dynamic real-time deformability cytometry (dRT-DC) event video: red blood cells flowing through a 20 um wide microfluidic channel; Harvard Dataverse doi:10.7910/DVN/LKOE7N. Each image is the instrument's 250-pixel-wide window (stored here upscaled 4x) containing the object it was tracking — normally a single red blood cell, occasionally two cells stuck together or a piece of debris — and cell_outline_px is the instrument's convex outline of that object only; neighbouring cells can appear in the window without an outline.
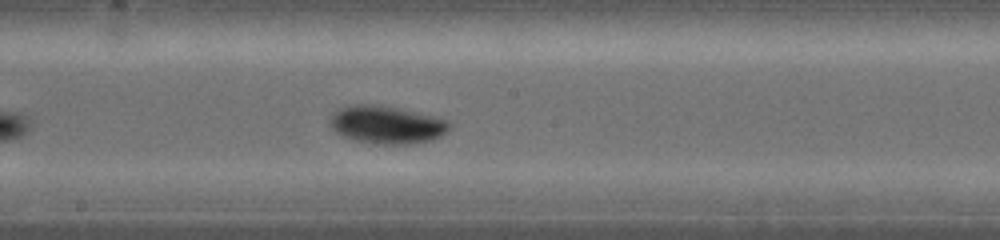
{"species": "common noctule bat (a hibernating species)", "species_latin": "Nyctalus noctula", "temperature_condition": "warm", "stored_images_in_passage": 13, "segment_of_instrument_passage": [2, 2], "camera_frame_rate_fps": 5000, "um_per_image_px": 0.085, "animal": {"sex": "female", "body_mass_g": 19.0, "forearm_length_mm": 53.3}, "frame": {"image": 1, "passage_image": 10, "time_ms": 3.4, "image_size_px": [1000, 240], "cell_outline_px": [[452, 128], [440, 136], [428, 140], [392, 144], [384, 144], [356, 140], [344, 136], [336, 132], [332, 128], [332, 116], [336, 112], [344, 108], [360, 104], [364, 104], [392, 108], [432, 116], [448, 120], [452, 124]], "centroid_in_image_um": [32.92, 10.61], "position_along_channel_um": 215.3, "area_um2": 24.97}}